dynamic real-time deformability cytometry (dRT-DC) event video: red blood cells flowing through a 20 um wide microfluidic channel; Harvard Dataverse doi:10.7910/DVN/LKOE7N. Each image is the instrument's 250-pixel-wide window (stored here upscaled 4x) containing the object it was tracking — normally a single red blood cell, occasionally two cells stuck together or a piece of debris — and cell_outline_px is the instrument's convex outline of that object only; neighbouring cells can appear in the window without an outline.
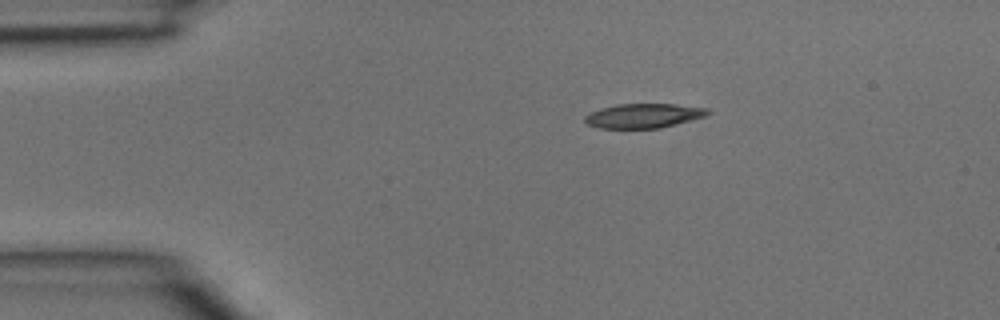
{"species": "common noctule bat (a hibernating species)", "species_latin": "Nyctalus noctula", "temperature_condition": "room temperature", "stored_images_in_passage": 2, "camera_frame_rate_fps": 3000, "um_per_image_px": 0.085, "animal": {"sex": "male", "body_mass_g": 15.6}, "frame": {"image": 1, "passage_image": 1, "time_ms": 0.0, "image_size_px": [1000, 320], "cell_outline_px": [[712, 112], [708, 116], [660, 128], [600, 128], [588, 124], [584, 120], [584, 116], [600, 108], [616, 104], [676, 104], [708, 108]], "centroid_in_image_um": [54.76, 9.83], "position_along_channel_um": 30.2, "area_um2": 17.57}}